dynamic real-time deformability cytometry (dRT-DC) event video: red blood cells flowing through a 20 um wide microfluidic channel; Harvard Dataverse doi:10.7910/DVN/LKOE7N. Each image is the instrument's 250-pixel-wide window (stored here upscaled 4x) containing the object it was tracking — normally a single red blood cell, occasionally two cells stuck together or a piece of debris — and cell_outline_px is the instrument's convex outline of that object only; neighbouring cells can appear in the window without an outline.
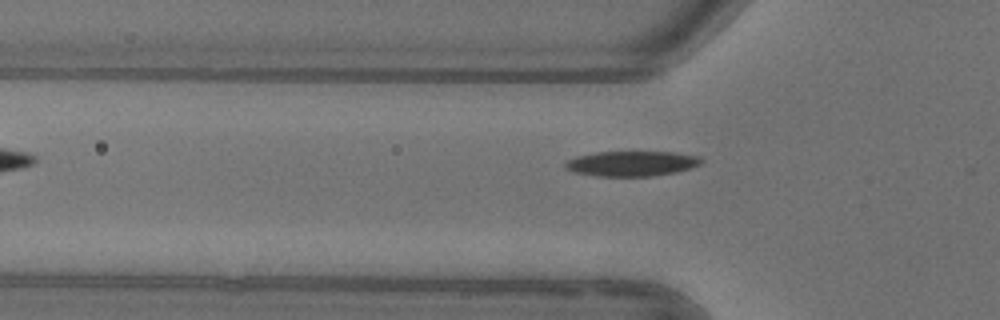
{"species": "common noctule bat (a hibernating species)", "species_latin": "Nyctalus noctula", "temperature_condition": "warm", "stored_images_in_passage": 5, "camera_frame_rate_fps": 3000, "um_per_image_px": 0.085, "animal": {"sex": "female"}, "frame": {"image": 1, "passage_image": 5, "time_ms": 4.667, "image_size_px": [1000, 320], "cell_outline_px": [[704, 160], [700, 164], [676, 172], [652, 176], [596, 176], [572, 172], [564, 168], [564, 164], [568, 160], [576, 156], [596, 152], [676, 152], [700, 156]], "centroid_in_image_um": [53.67, 13.9], "position_along_channel_um": 72.1, "area_um2": 20.0}}